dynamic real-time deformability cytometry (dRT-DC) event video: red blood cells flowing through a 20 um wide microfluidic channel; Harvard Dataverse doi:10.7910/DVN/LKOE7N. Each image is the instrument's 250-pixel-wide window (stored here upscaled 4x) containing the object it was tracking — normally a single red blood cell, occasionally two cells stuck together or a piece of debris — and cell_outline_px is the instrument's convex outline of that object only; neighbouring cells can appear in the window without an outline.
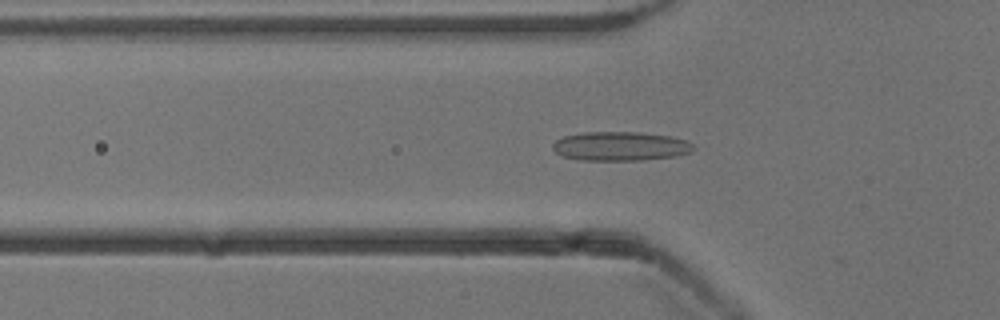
{"species": "common noctule bat (a hibernating species)", "species_latin": "Nyctalus noctula", "temperature_condition": "cold", "stored_images_in_passage": 19, "camera_frame_rate_fps": 3000, "um_per_image_px": 0.085, "animal": {"sex": "male", "body_mass_g": 13.3}, "frame": {"image": 1, "passage_image": 18, "time_ms": 5.667, "image_size_px": [1000, 320], "cell_outline_px": [[696, 148], [692, 152], [676, 156], [640, 160], [580, 160], [564, 156], [556, 152], [552, 148], [552, 144], [556, 140], [564, 136], [584, 132], [636, 132], [672, 136], [684, 140], [692, 144]], "centroid_in_image_um": [52.74, 12.43], "position_along_channel_um": 73.1, "area_um2": 23.81}}